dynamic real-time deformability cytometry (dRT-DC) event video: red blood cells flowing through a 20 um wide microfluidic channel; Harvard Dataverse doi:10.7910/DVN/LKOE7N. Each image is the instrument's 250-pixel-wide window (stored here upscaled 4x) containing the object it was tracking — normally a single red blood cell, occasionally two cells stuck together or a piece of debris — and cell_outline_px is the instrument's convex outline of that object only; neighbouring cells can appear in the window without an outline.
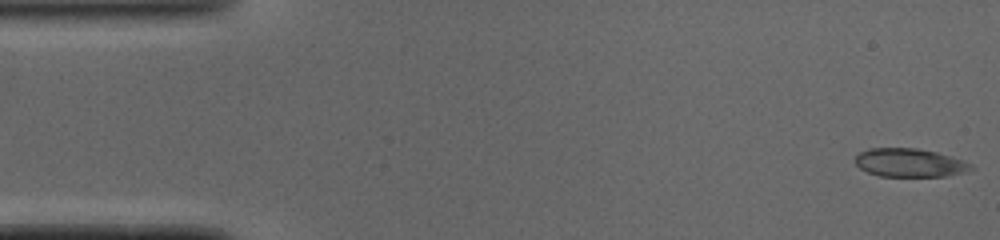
{"species": "common noctule bat (a hibernating species)", "species_latin": "Nyctalus noctula", "temperature_condition": "cold", "stored_images_in_passage": 48, "camera_frame_rate_fps": 3000, "um_per_image_px": 0.085, "animal": {"sex": "male", "body_mass_g": 19.0, "forearm_length_mm": 50.8}, "frame": {"image": 1, "passage_image": 1, "time_ms": 0.0, "image_size_px": [1000, 240], "cell_outline_px": [[976, 168], [968, 172], [944, 176], [880, 176], [868, 172], [860, 168], [856, 164], [856, 156], [860, 152], [868, 148], [916, 148], [936, 152], [964, 160]], "centroid_in_image_um": [77.35, 13.83], "position_along_channel_um": 7.6, "area_um2": 19.19}}
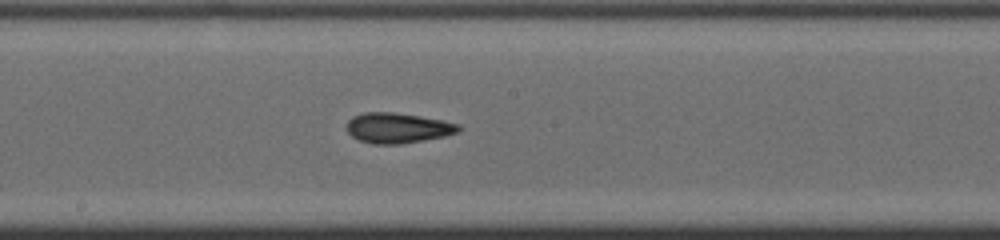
{"frame": {"image": 2, "passage_image": 25, "time_ms": 8.0, "image_size_px": [1000, 240], "cell_outline_px": [[460, 128], [456, 132], [444, 136], [400, 144], [372, 144], [360, 140], [352, 136], [348, 132], [348, 120], [352, 116], [364, 112], [392, 112], [420, 116], [460, 124]], "centroid_in_image_um": [33.77, 10.87], "position_along_channel_um": 214.4, "area_um2": 19.48}}
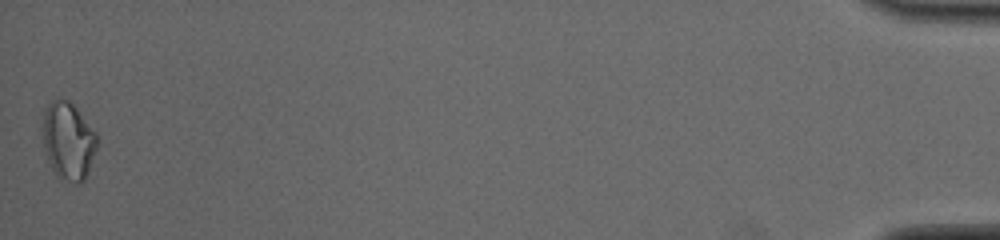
{"frame": {"image": 3, "passage_image": 48, "time_ms": 15.667, "image_size_px": [1000, 240], "cell_outline_px": [[100, 144], [84, 180], [80, 184], [76, 184], [60, 180], [52, 172], [44, 148], [44, 112], [48, 104], [52, 100], [68, 100], [76, 108], [96, 132]], "centroid_in_image_um": [5.84, 12.04], "position_along_channel_um": 429.4, "area_um2": 24.8}, "authors_computed_cell_mechanics": {"area_um2": 19.1607, "velocity_mm_per_s": 4.1129, "shape_relaxation_time_tau1_ms": 3.5369, "shape_relaxation_time_tau2_ms": 1.8772, "deformation_change_tau1": 0.14, "deformation_change_tau2": 0.0943}}